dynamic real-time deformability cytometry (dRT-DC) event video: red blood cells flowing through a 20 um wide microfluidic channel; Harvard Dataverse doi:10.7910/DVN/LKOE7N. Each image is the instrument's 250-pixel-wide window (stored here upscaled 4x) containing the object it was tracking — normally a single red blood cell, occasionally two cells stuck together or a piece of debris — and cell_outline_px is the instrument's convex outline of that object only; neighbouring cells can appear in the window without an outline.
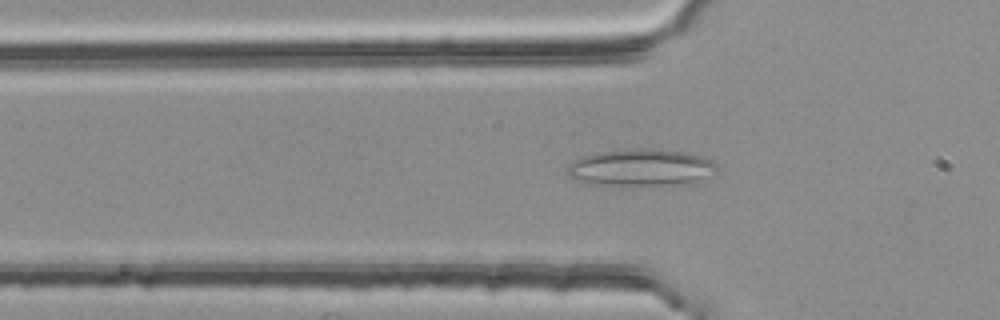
{"species": "common noctule bat (a hibernating species)", "species_latin": "Nyctalus noctula", "temperature_condition": "room temperature", "stored_images_in_passage": 45, "camera_frame_rate_fps": 3000, "um_per_image_px": 0.085, "animal": {"sex": "female", "body_mass_g": 25.1}, "frame": {"image": 1, "passage_image": 9, "time_ms": 2.667, "image_size_px": [1000, 320], "cell_outline_px": [[716, 172], [692, 184], [592, 184], [576, 180], [568, 172], [568, 164], [584, 156], [600, 152], [684, 152], [704, 156], [712, 160], [716, 164]], "centroid_in_image_um": [54.55, 14.29], "position_along_channel_um": 71.3, "area_um2": 30.4}}
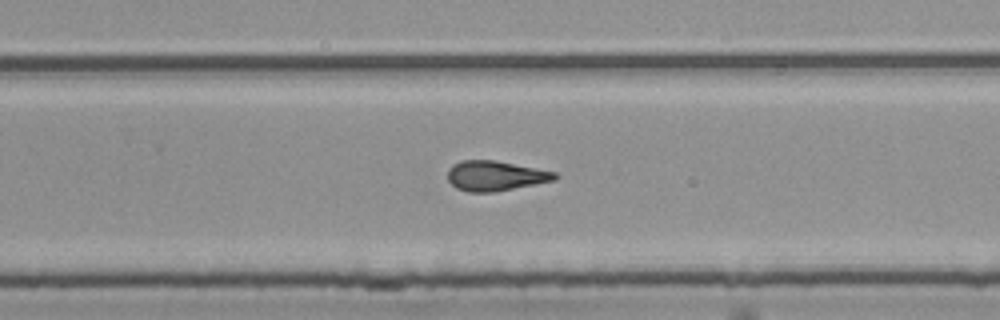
{"frame": {"image": 2, "passage_image": 26, "time_ms": 8.333, "image_size_px": [1000, 320], "cell_outline_px": [[556, 180], [492, 192], [468, 192], [456, 188], [448, 180], [448, 168], [452, 164], [460, 160], [496, 160], [556, 172]], "centroid_in_image_um": [42.06, 14.93], "position_along_channel_um": 287.7, "area_um2": 18.67}}
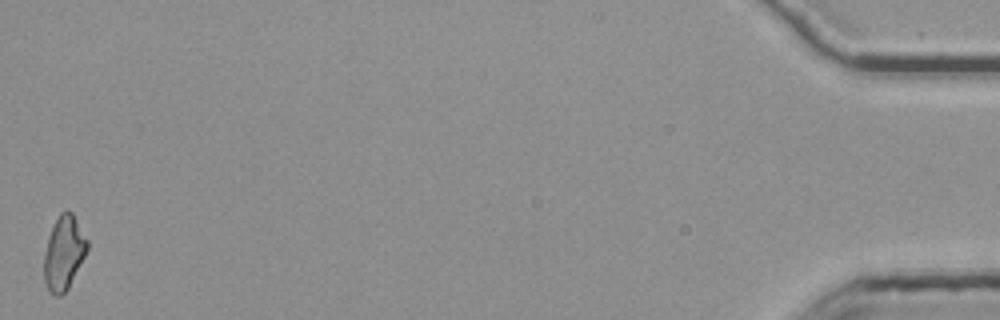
{"frame": {"image": 3, "passage_image": 45, "time_ms": 14.667, "image_size_px": [1000, 320], "cell_outline_px": [[88, 248], [68, 288], [60, 296], [56, 296], [48, 288], [44, 280], [44, 256], [48, 236], [60, 212], [72, 212], [88, 240]], "centroid_in_image_um": [5.42, 21.49], "position_along_channel_um": 429.8, "area_um2": 18.21}, "authors_computed_cell_mechanics": {"area_um2": 18.785, "velocity_mm_per_s": 3.8146, "shape_relaxation_time_tau1_ms": null, "shape_relaxation_time_tau2_ms": 1.6381, "deformation_change_tau1": null, "deformation_change_tau2": 0.1148}}